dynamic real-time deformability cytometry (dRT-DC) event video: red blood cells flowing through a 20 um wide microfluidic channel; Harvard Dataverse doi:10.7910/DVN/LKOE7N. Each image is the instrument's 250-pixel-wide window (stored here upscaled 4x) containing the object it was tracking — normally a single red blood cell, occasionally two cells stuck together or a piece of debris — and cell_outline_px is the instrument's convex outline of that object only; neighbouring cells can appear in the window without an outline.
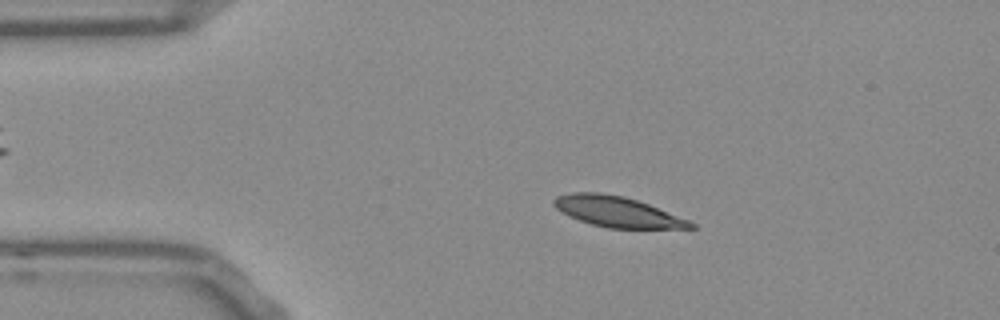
{"species": "Egyptian fruit bat (a non-hibernating species)", "species_latin": "Rousettus aegyptiacus", "temperature_condition": "room temperature", "stored_images_in_passage": 52, "camera_frame_rate_fps": 3000, "um_per_image_px": 0.085, "frame": {"image": 1, "passage_image": 9, "time_ms": 2.667, "image_size_px": [1000, 320], "cell_outline_px": [[696, 228], [608, 228], [592, 224], [580, 220], [556, 208], [552, 204], [552, 200], [556, 196], [572, 192], [600, 192], [624, 196], [648, 204], [688, 220], [696, 224]], "centroid_in_image_um": [52.45, 17.98], "position_along_channel_um": 32.6, "area_um2": 23.99}}
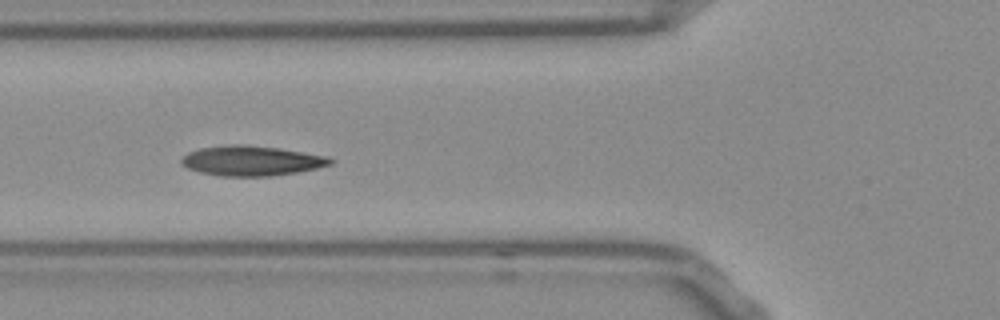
{"frame": {"image": 2, "passage_image": 18, "time_ms": 5.667, "image_size_px": [1000, 320], "cell_outline_px": [[336, 160], [332, 164], [316, 168], [296, 172], [272, 176], [220, 176], [200, 172], [188, 168], [180, 164], [180, 160], [188, 152], [200, 148], [228, 144], [240, 144], [276, 148], [328, 156]], "centroid_in_image_um": [21.36, 13.66], "position_along_channel_um": 104.4, "area_um2": 25.95}}
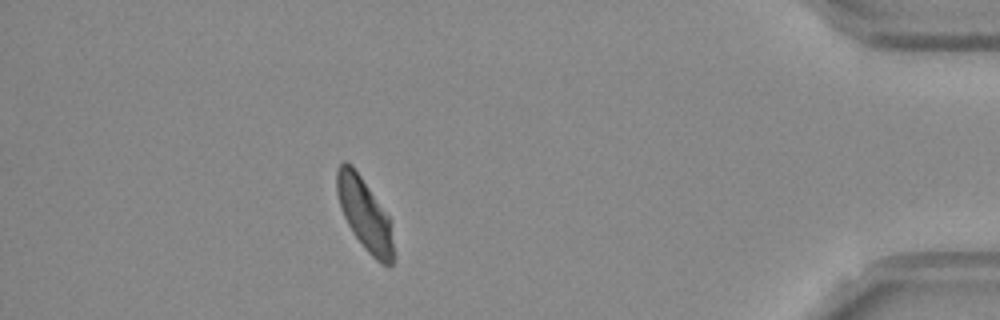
{"frame": {"image": 3, "passage_image": 46, "time_ms": 15.0, "image_size_px": [1000, 320], "cell_outline_px": [[396, 260], [388, 268], [380, 264], [364, 248], [352, 232], [340, 208], [336, 192], [336, 168], [344, 160], [352, 164], [388, 216]], "centroid_in_image_um": [30.98, 18.24], "position_along_channel_um": 404.2, "area_um2": 23.87}, "authors_computed_cell_mechanics": {"area_um2": 24.4205, "velocity_mm_per_s": 3.7693, "shape_relaxation_time_tau1_ms": 5.1472, "shape_relaxation_time_tau2_ms": 2.4192, "deformation_change_tau1": 0.1407, "deformation_change_tau2": 0.0701}}